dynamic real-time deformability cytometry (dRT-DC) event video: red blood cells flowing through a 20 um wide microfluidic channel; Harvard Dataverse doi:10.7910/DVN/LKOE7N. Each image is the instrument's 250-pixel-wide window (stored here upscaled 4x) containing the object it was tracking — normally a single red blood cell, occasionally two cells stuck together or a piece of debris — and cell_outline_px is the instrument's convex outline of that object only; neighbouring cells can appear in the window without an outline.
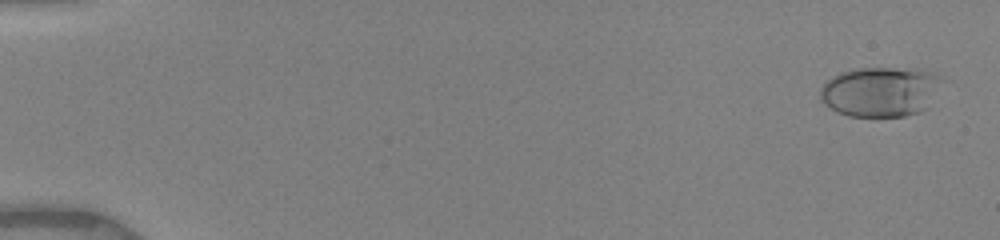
{"species": "human", "species_latin": "Homo sapiens", "temperature_condition": "warm", "stored_images_in_passage": 37, "camera_frame_rate_fps": 3000, "um_per_image_px": 0.085, "donor": {"sex": "female"}, "frame": {"image": 1, "passage_image": 3, "time_ms": 0.333, "image_size_px": [1000, 240], "cell_outline_px": [[944, 80], [928, 108], [920, 112], [904, 116], [848, 116], [836, 112], [824, 104], [820, 100], [820, 88], [832, 76], [840, 72], [856, 68], [916, 68], [936, 72], [944, 76]], "centroid_in_image_um": [74.89, 7.77], "position_along_channel_um": 10.1, "area_um2": 36.18}}
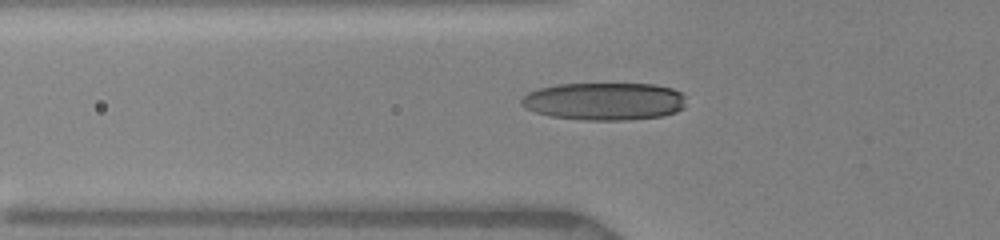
{"frame": {"image": 2, "passage_image": 25, "time_ms": 6.0, "image_size_px": [1000, 240], "cell_outline_px": [[684, 108], [676, 112], [660, 116], [628, 120], [580, 120], [552, 116], [536, 112], [524, 108], [520, 104], [520, 100], [528, 92], [540, 88], [556, 84], [656, 84], [672, 88], [680, 92], [684, 96]], "centroid_in_image_um": [51.35, 8.61], "position_along_channel_um": 74.4, "area_um2": 36.24}}
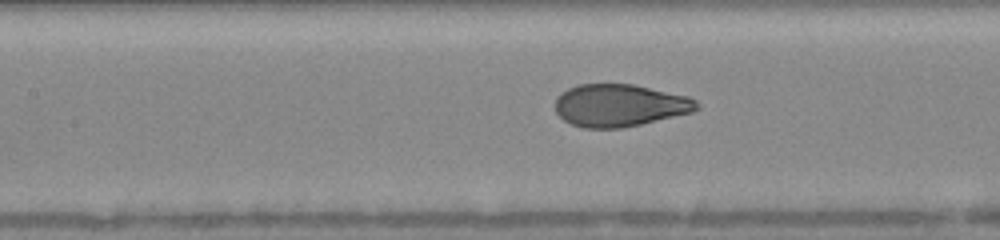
{"frame": {"image": 3, "passage_image": 34, "time_ms": 8.0, "image_size_px": [1000, 240], "cell_outline_px": [[700, 108], [692, 112], [640, 124], [620, 128], [584, 128], [572, 124], [564, 120], [556, 112], [556, 96], [560, 92], [568, 88], [580, 84], [632, 84], [688, 96], [696, 100], [700, 104]], "centroid_in_image_um": [52.66, 8.95], "position_along_channel_um": 154.7, "area_um2": 34.91}}